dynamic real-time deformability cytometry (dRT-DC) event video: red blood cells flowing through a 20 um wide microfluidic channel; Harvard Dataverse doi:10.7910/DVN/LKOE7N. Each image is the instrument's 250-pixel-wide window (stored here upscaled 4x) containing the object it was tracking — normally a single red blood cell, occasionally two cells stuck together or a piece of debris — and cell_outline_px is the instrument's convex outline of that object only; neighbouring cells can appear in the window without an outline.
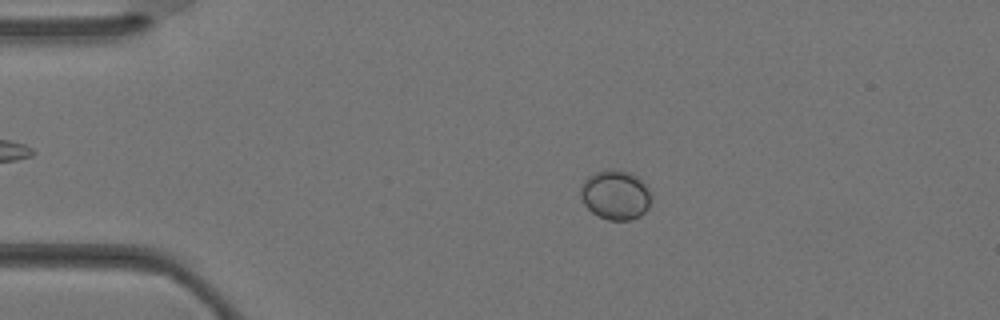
{"species": "Egyptian fruit bat (a non-hibernating species)", "species_latin": "Rousettus aegyptiacus", "temperature_condition": "warm", "stored_images_in_passage": 9, "camera_frame_rate_fps": 3000, "um_per_image_px": 0.085, "animal": {"sex": "female"}, "frame": {"image": 1, "passage_image": 7, "time_ms": 2.0, "image_size_px": [1000, 320], "cell_outline_px": [[652, 196], [648, 208], [640, 216], [632, 220], [608, 220], [592, 212], [584, 204], [580, 196], [580, 188], [584, 180], [588, 176], [596, 172], [608, 168], [616, 168], [632, 172], [648, 188]], "centroid_in_image_um": [52.31, 16.54], "position_along_channel_um": 32.7, "area_um2": 20.63}}